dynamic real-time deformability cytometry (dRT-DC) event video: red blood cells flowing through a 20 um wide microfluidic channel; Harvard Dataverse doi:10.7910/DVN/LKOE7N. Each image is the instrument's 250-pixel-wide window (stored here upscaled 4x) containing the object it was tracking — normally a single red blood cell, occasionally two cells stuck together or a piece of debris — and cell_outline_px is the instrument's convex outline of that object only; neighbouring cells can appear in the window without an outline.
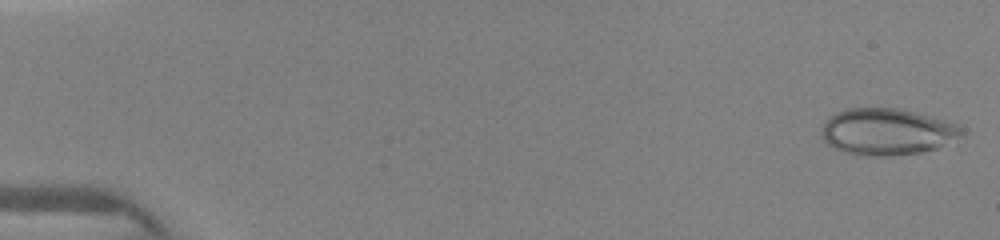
{"species": "human", "species_latin": "Homo sapiens", "temperature_condition": "warm", "stored_images_in_passage": 38, "camera_frame_rate_fps": 3000, "um_per_image_px": 0.085, "donor": {"sex": "female"}, "frame": {"image": 1, "passage_image": 1, "time_ms": 0.0, "image_size_px": [1000, 240], "cell_outline_px": [[964, 136], [936, 148], [920, 152], [888, 156], [856, 156], [844, 152], [828, 144], [824, 140], [820, 132], [824, 120], [836, 112], [848, 108], [896, 108], [916, 112], [944, 120], [956, 124], [964, 128]], "centroid_in_image_um": [75.38, 11.2], "position_along_channel_um": 9.6, "area_um2": 38.32}}
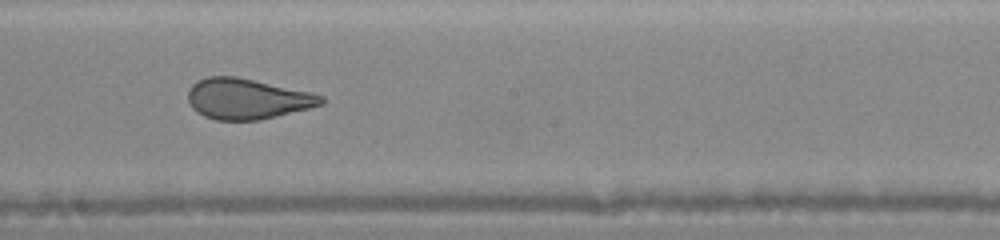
{"frame": {"image": 2, "passage_image": 25, "time_ms": 8.333, "image_size_px": [1000, 240], "cell_outline_px": [[324, 104], [260, 120], [216, 120], [204, 116], [196, 112], [192, 108], [188, 100], [188, 88], [196, 80], [208, 76], [236, 76], [312, 92], [324, 96]], "centroid_in_image_um": [20.99, 8.39], "position_along_channel_um": 227.2, "area_um2": 31.67}}
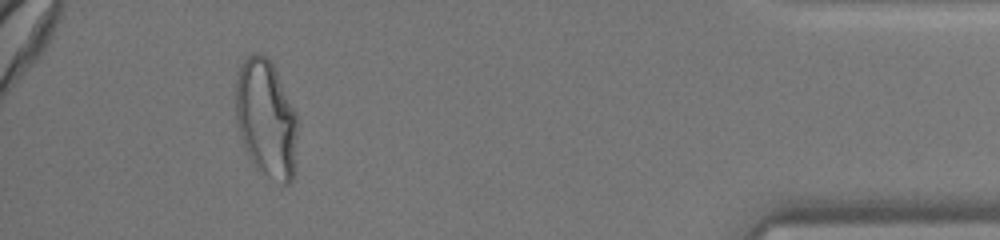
{"frame": {"image": 3, "passage_image": 36, "time_ms": 13.667, "image_size_px": [1000, 240], "cell_outline_px": [[300, 124], [296, 168], [292, 180], [288, 184], [284, 184], [268, 176], [256, 168], [252, 164], [244, 148], [236, 124], [236, 72], [244, 60], [252, 52], [260, 52], [272, 64], [296, 112]], "centroid_in_image_um": [22.65, 10.13], "position_along_channel_um": 412.5, "area_um2": 43.47}}